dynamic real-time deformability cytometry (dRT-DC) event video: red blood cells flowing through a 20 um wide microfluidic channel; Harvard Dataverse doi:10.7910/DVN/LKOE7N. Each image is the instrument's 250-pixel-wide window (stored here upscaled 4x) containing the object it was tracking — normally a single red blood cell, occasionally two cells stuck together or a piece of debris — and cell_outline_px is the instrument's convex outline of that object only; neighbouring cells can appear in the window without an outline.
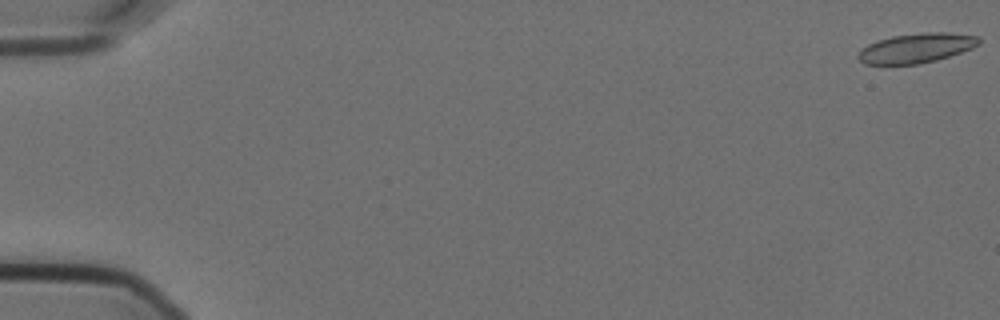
{"species": "Egyptian fruit bat (a non-hibernating species)", "species_latin": "Rousettus aegyptiacus", "temperature_condition": "cold", "stored_images_in_passage": 30, "camera_frame_rate_fps": 3000, "um_per_image_px": 0.085, "animal": {"sex": "female"}, "frame": {"image": 1, "passage_image": 1, "time_ms": 0.0, "image_size_px": [1000, 320], "cell_outline_px": [[980, 44], [972, 48], [936, 60], [920, 64], [864, 64], [856, 56], [868, 44], [892, 36], [924, 32], [948, 32], [980, 36]], "centroid_in_image_um": [77.93, 4.08], "position_along_channel_um": 7.1, "area_um2": 20.69}}
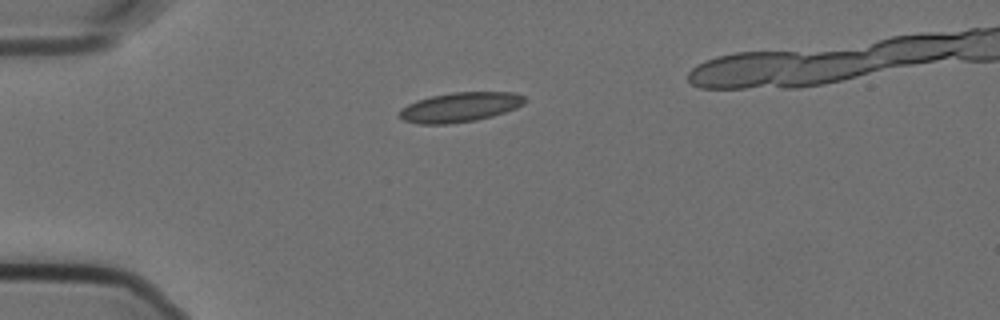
{"frame": {"image": 2, "passage_image": 16, "time_ms": 5.0, "image_size_px": [1000, 320], "cell_outline_px": [[528, 100], [524, 104], [516, 108], [492, 116], [476, 120], [448, 124], [420, 124], [404, 120], [396, 116], [408, 104], [416, 100], [432, 96], [452, 92], [516, 92], [524, 96]], "centroid_in_image_um": [39.13, 9.1], "position_along_channel_um": 45.9, "area_um2": 21.68}}
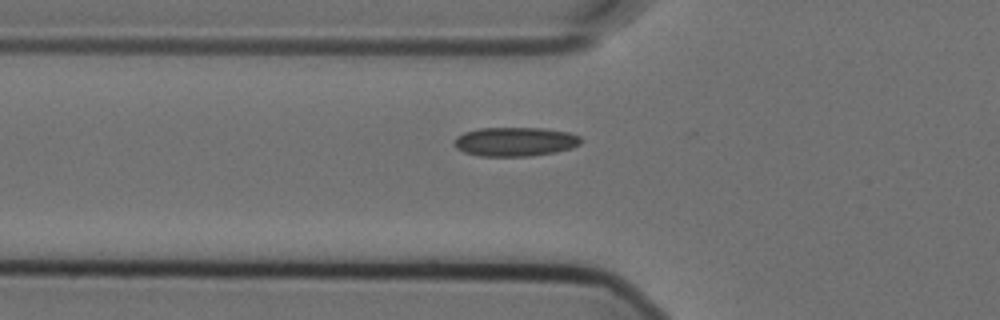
{"frame": {"image": 3, "passage_image": 21, "time_ms": 6.667, "image_size_px": [1000, 320], "cell_outline_px": [[584, 140], [580, 144], [572, 148], [556, 152], [528, 156], [480, 156], [464, 152], [456, 148], [452, 144], [456, 136], [464, 132], [480, 128], [544, 128], [568, 132], [580, 136]], "centroid_in_image_um": [43.79, 12.04], "position_along_channel_um": 82.0, "area_um2": 21.68}}